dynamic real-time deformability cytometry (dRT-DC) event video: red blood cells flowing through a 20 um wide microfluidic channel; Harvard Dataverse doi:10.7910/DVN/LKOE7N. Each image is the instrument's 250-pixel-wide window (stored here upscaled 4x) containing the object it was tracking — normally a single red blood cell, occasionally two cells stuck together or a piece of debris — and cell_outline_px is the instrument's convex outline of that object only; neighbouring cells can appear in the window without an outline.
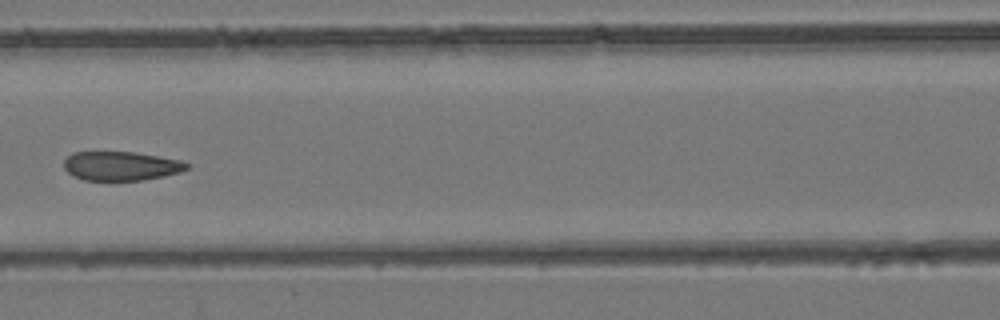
{"species": "common noctule bat (a hibernating species)", "species_latin": "Nyctalus noctula", "temperature_condition": "room temperature", "stored_images_in_passage": 7, "camera_frame_rate_fps": 3000, "um_per_image_px": 0.085, "animal": {"sex": "female", "body_mass_g": 24.6, "forearm_length_mm": 56.2}, "frame": {"image": 1, "passage_image": 6, "time_ms": 5.667, "image_size_px": [1000, 320], "cell_outline_px": [[188, 168], [180, 172], [164, 176], [144, 180], [84, 180], [72, 176], [64, 168], [64, 160], [72, 152], [132, 152], [180, 160], [188, 164]], "centroid_in_image_um": [10.25, 14.11], "position_along_channel_um": 156.4, "area_um2": 20.69}}
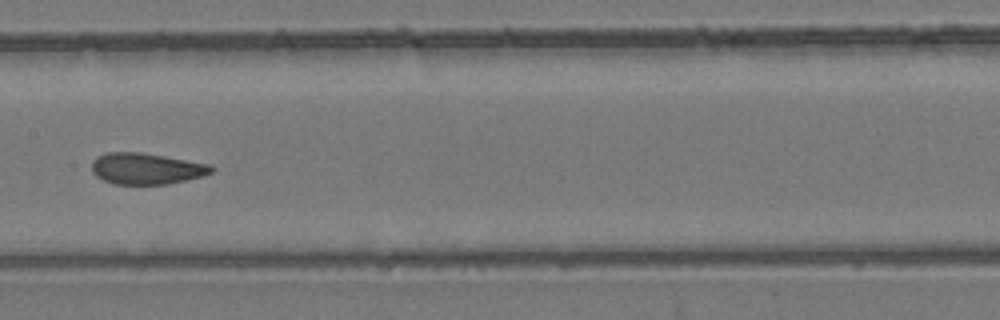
{"frame": {"image": 2, "passage_image": 7, "time_ms": 6.667, "image_size_px": [1000, 320], "cell_outline_px": [[216, 168], [212, 172], [204, 176], [168, 184], [116, 184], [104, 180], [96, 176], [92, 172], [92, 160], [96, 156], [108, 152], [140, 152], [212, 164]], "centroid_in_image_um": [12.46, 14.33], "position_along_channel_um": 194.9, "area_um2": 21.96}}